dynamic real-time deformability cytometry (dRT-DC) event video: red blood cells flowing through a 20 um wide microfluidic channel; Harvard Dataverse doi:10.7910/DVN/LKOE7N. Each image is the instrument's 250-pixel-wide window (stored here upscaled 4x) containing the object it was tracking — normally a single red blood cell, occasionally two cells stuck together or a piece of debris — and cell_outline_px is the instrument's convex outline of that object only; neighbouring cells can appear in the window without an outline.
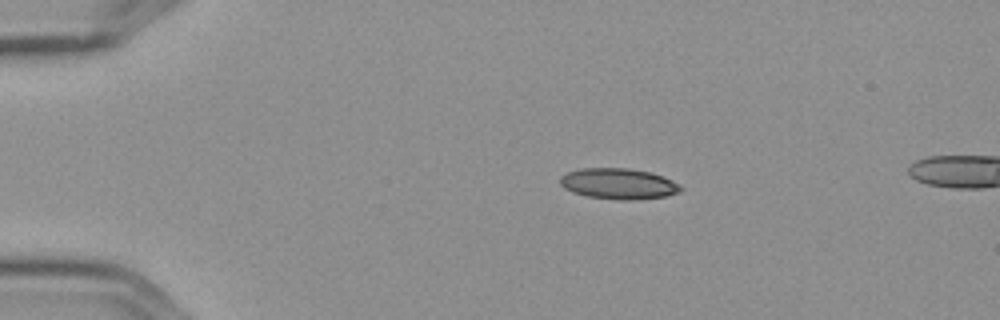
{"species": "Egyptian fruit bat (a non-hibernating species)", "species_latin": "Rousettus aegyptiacus", "temperature_condition": "cold", "stored_images_in_passage": 5, "camera_frame_rate_fps": 3000, "um_per_image_px": 0.085, "frame": {"image": 1, "passage_image": 3, "time_ms": 0.667, "image_size_px": [1000, 320], "cell_outline_px": [[684, 188], [680, 192], [664, 196], [632, 200], [620, 200], [588, 196], [572, 192], [564, 188], [560, 184], [560, 176], [568, 172], [580, 168], [628, 168], [652, 172], [664, 176], [680, 184]], "centroid_in_image_um": [52.59, 15.61], "position_along_channel_um": 32.4, "area_um2": 21.79}}